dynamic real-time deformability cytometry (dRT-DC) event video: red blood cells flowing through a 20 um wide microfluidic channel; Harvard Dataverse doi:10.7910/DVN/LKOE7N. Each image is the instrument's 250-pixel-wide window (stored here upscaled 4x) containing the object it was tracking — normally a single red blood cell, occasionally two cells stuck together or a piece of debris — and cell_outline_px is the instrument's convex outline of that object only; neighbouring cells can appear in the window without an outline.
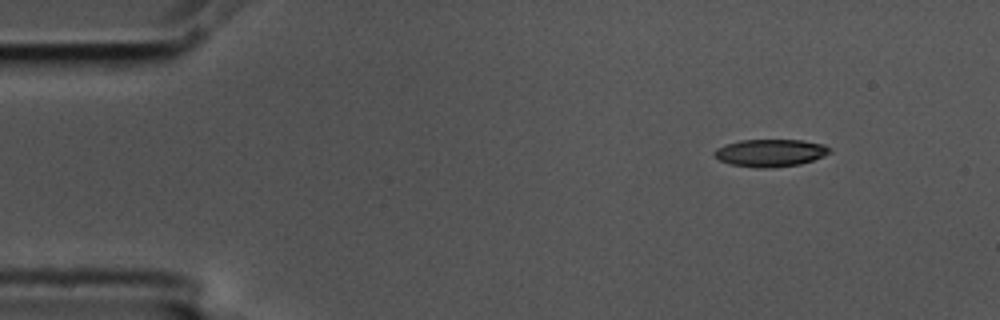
{"species": "common noctule bat (a hibernating species)", "species_latin": "Nyctalus noctula", "temperature_condition": "cold", "stored_images_in_passage": 6, "camera_frame_rate_fps": 3000, "um_per_image_px": 0.085, "animal": {"sex": "male", "body_mass_g": 17.5, "forearm_length_mm": 52.3}, "frame": {"image": 1, "passage_image": 1, "time_ms": 0.0, "image_size_px": [1000, 320], "cell_outline_px": [[832, 152], [824, 156], [800, 164], [772, 168], [756, 168], [732, 164], [720, 160], [712, 152], [716, 148], [724, 144], [740, 140], [804, 140], [824, 144]], "centroid_in_image_um": [65.48, 12.99], "position_along_channel_um": 19.5, "area_um2": 18.5}}
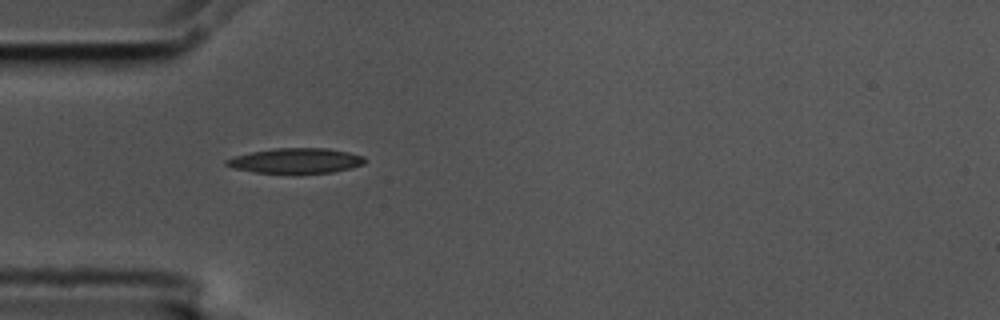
{"frame": {"image": 2, "passage_image": 4, "time_ms": 1.0, "image_size_px": [1000, 320], "cell_outline_px": [[368, 160], [364, 164], [332, 172], [256, 172], [232, 168], [224, 164], [224, 160], [236, 156], [252, 152], [276, 148], [328, 148], [348, 152], [364, 156]], "centroid_in_image_um": [25.16, 13.64], "position_along_channel_um": 59.8, "area_um2": 19.88}}